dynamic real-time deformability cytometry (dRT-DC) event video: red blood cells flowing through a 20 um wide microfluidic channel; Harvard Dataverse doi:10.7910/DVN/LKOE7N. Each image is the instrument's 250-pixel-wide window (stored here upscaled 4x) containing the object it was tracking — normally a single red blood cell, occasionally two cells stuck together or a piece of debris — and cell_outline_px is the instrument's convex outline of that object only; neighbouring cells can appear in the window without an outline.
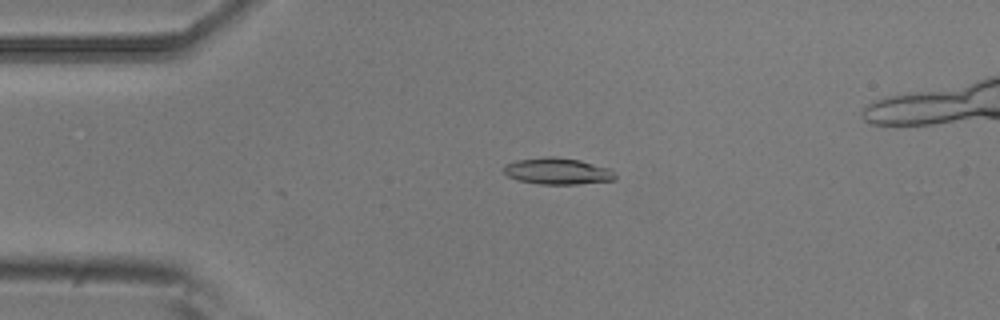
{"species": "common noctule bat (a hibernating species)", "species_latin": "Nyctalus noctula", "temperature_condition": "room temperature", "stored_images_in_passage": 6, "camera_frame_rate_fps": 3000, "um_per_image_px": 0.085, "animal": {"sex": "male", "body_mass_g": 20.5, "forearm_length_mm": 52.5}, "frame": {"image": 1, "passage_image": 4, "time_ms": 1.0, "image_size_px": [1000, 320], "cell_outline_px": [[616, 180], [576, 184], [540, 184], [516, 180], [508, 176], [504, 172], [504, 164], [516, 160], [544, 156], [556, 156], [580, 160], [612, 168], [616, 176]], "centroid_in_image_um": [47.41, 14.54], "position_along_channel_um": 37.6, "area_um2": 17.51}}
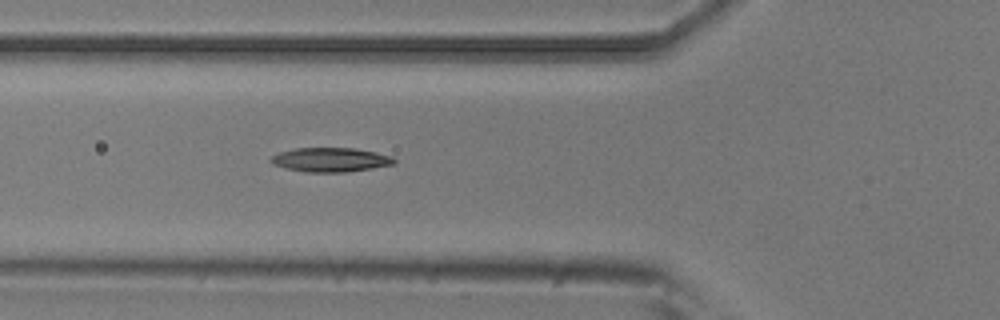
{"frame": {"image": 2, "passage_image": 6, "time_ms": 1.667, "image_size_px": [1000, 320], "cell_outline_px": [[396, 164], [372, 168], [344, 172], [304, 172], [272, 164], [268, 160], [272, 156], [280, 152], [296, 148], [356, 148], [376, 152], [392, 156], [396, 160]], "centroid_in_image_um": [28.12, 13.57], "position_along_channel_um": 97.7, "area_um2": 17.4}}